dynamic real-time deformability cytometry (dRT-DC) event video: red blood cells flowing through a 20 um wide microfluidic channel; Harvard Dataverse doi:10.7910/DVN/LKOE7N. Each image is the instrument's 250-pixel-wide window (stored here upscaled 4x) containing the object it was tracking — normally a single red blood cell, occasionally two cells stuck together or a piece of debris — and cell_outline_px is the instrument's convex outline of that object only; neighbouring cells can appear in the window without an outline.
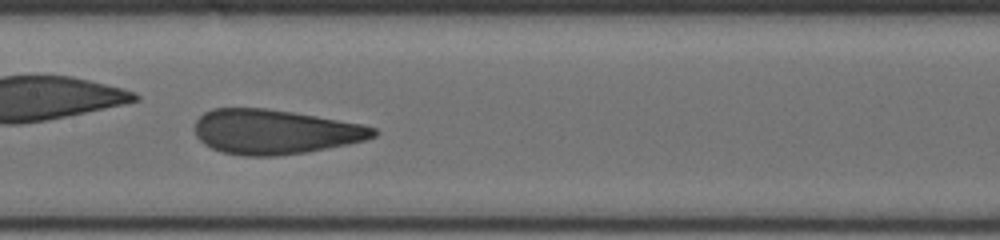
{"species": "human", "species_latin": "Homo sapiens", "temperature_condition": "cold", "stored_images_in_passage": 59, "camera_frame_rate_fps": 3000, "um_per_image_px": 0.085, "donor": {"sex": "male"}, "frame": {"image": 1, "passage_image": 20, "time_ms": 5.333, "image_size_px": [1000, 240], "cell_outline_px": [[380, 132], [376, 136], [364, 140], [348, 144], [308, 152], [276, 156], [244, 156], [224, 152], [212, 148], [204, 144], [196, 136], [196, 120], [204, 112], [212, 108], [264, 108], [292, 112], [364, 124], [376, 128]], "centroid_in_image_um": [23.39, 11.2], "position_along_channel_um": 184.0, "area_um2": 46.53}}
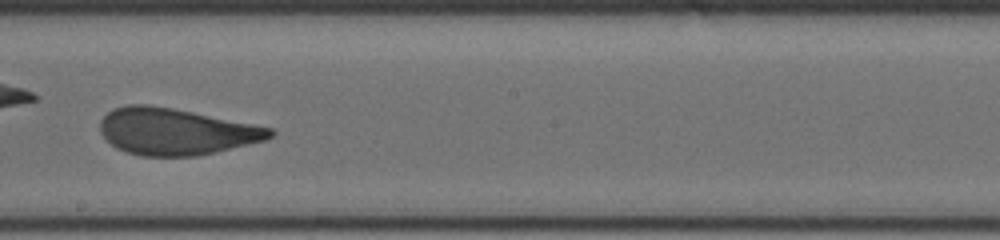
{"frame": {"image": 2, "passage_image": 28, "time_ms": 6.667, "image_size_px": [1000, 240], "cell_outline_px": [[276, 132], [272, 136], [264, 140], [216, 152], [196, 156], [140, 156], [116, 148], [100, 132], [100, 120], [112, 108], [128, 104], [144, 104], [172, 108], [272, 128]], "centroid_in_image_um": [14.91, 11.18], "position_along_channel_um": 233.3, "area_um2": 45.78}, "authors_computed_cell_mechanics": {"area_um2": 46.5868, "velocity_mm_per_s": 3.7004, "shape_relaxation_time_tau1_ms": 5.21, "shape_relaxation_time_tau2_ms": null, "deformation_change_tau1": 0.174, "deformation_change_tau2": null}}